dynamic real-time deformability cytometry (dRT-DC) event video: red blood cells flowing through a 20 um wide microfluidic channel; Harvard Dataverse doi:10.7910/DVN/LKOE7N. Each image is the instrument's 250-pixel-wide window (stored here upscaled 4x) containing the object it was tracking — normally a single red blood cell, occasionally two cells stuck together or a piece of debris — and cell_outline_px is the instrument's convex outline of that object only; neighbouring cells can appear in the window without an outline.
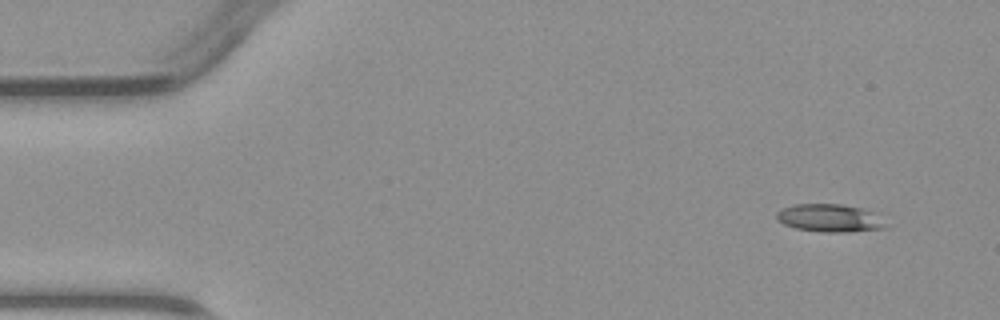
{"species": "common noctule bat (a hibernating species)", "species_latin": "Nyctalus noctula", "temperature_condition": "warm", "stored_images_in_passage": 5, "camera_frame_rate_fps": 3000, "um_per_image_px": 0.085, "animal": {"sex": "male", "body_mass_g": 23.1, "forearm_length_mm": 52.7}, "frame": {"image": 1, "passage_image": 1, "time_ms": 0.0, "image_size_px": [1000, 320], "cell_outline_px": [[888, 228], [848, 232], [820, 232], [796, 228], [784, 224], [776, 220], [776, 212], [784, 208], [796, 204], [840, 204], [864, 208], [872, 212], [888, 224]], "centroid_in_image_um": [70.54, 18.54], "position_along_channel_um": 14.5, "area_um2": 17.8}}
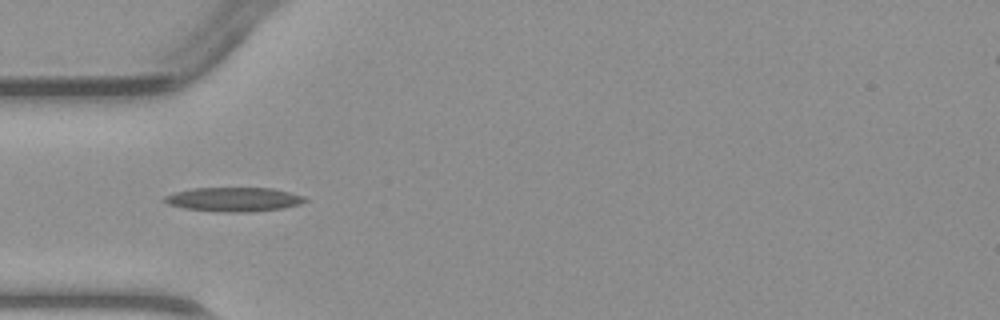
{"frame": {"image": 2, "passage_image": 4, "time_ms": 3.667, "image_size_px": [1000, 320], "cell_outline_px": [[308, 200], [300, 204], [280, 208], [248, 212], [224, 212], [184, 208], [168, 204], [164, 200], [164, 196], [176, 192], [192, 188], [272, 188], [304, 196]], "centroid_in_image_um": [19.87, 16.94], "position_along_channel_um": 65.1, "area_um2": 19.54}}
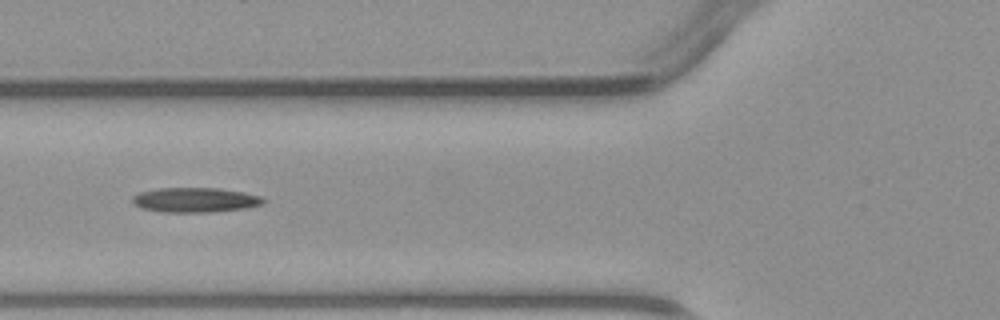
{"frame": {"image": 3, "passage_image": 5, "time_ms": 4.667, "image_size_px": [1000, 320], "cell_outline_px": [[268, 200], [264, 204], [244, 208], [212, 212], [160, 212], [140, 208], [132, 204], [132, 196], [140, 192], [156, 188], [220, 188], [244, 192], [260, 196]], "centroid_in_image_um": [16.57, 16.99], "position_along_channel_um": 109.2, "area_um2": 19.13}}